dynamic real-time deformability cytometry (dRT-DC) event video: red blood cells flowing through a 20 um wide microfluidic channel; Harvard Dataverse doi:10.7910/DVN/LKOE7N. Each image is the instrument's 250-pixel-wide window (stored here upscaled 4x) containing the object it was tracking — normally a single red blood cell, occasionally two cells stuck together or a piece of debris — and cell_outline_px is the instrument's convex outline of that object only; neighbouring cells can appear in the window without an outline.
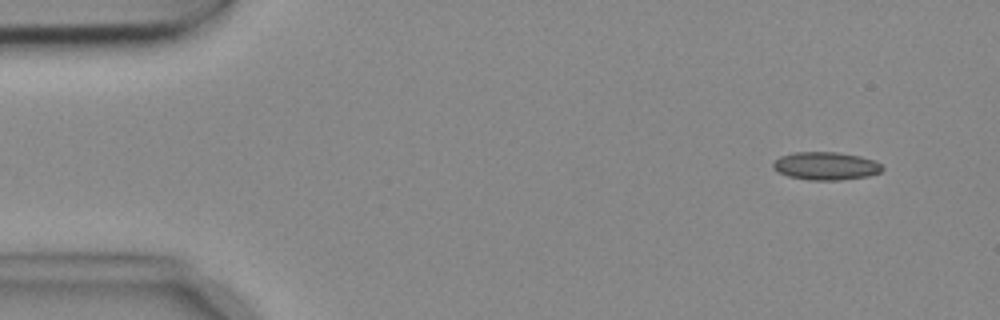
{"species": "common noctule bat (a hibernating species)", "species_latin": "Nyctalus noctula", "temperature_condition": "cold", "stored_images_in_passage": 4, "camera_frame_rate_fps": 3000, "um_per_image_px": 0.085, "animal": {"sex": "female", "body_mass_g": 18.4}, "frame": {"image": 1, "passage_image": 2, "time_ms": 0.333, "image_size_px": [1000, 320], "cell_outline_px": [[884, 168], [880, 172], [868, 176], [840, 180], [808, 180], [788, 176], [772, 168], [772, 164], [780, 156], [796, 152], [836, 152], [860, 156], [872, 160], [880, 164]], "centroid_in_image_um": [70.18, 14.11], "position_along_channel_um": 14.8, "area_um2": 17.69}}